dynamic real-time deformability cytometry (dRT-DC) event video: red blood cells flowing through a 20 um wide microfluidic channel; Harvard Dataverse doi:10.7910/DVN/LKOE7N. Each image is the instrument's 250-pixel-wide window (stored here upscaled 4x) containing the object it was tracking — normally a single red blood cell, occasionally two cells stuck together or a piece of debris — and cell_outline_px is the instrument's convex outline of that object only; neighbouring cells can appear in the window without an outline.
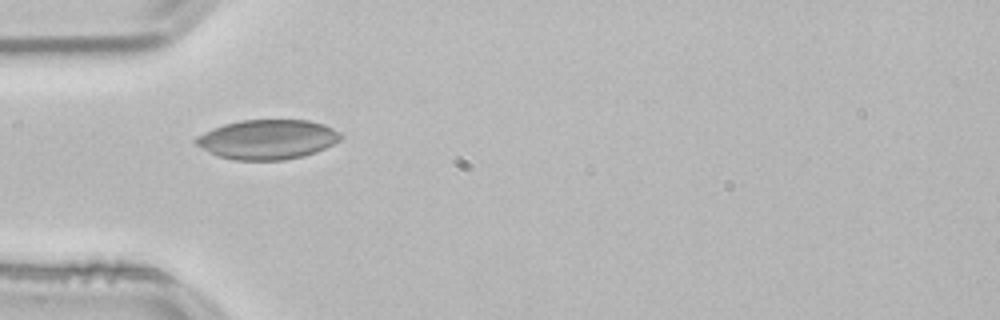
{"species": "common noctule bat (a hibernating species)", "species_latin": "Nyctalus noctula", "temperature_condition": "room temperature", "stored_images_in_passage": 32, "camera_frame_rate_fps": 3000, "um_per_image_px": 0.085, "animal": {"sex": "male", "body_mass_g": 21.5, "forearm_length_mm": 52.0}, "frame": {"image": 1, "passage_image": 1, "time_ms": 0.0, "image_size_px": [1000, 320], "cell_outline_px": [[344, 136], [340, 140], [316, 152], [304, 156], [284, 160], [236, 160], [216, 156], [208, 152], [196, 144], [192, 140], [196, 136], [212, 128], [224, 124], [240, 120], [308, 120], [324, 124], [340, 132]], "centroid_in_image_um": [22.72, 11.85], "position_along_channel_um": 62.3, "area_um2": 33.64}}
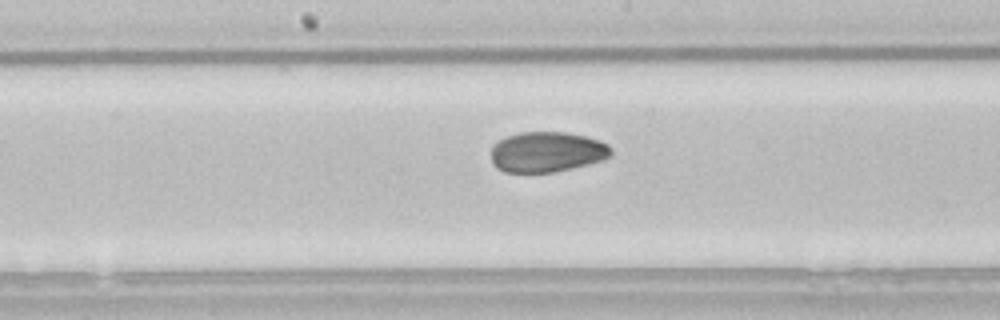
{"frame": {"image": 2, "passage_image": 12, "time_ms": 3.667, "image_size_px": [1000, 320], "cell_outline_px": [[612, 156], [604, 160], [572, 168], [552, 172], [504, 172], [496, 168], [492, 164], [492, 144], [496, 140], [520, 132], [568, 132], [588, 136], [600, 140], [608, 144], [612, 148]], "centroid_in_image_um": [46.51, 12.9], "position_along_channel_um": 201.7, "area_um2": 28.67}}
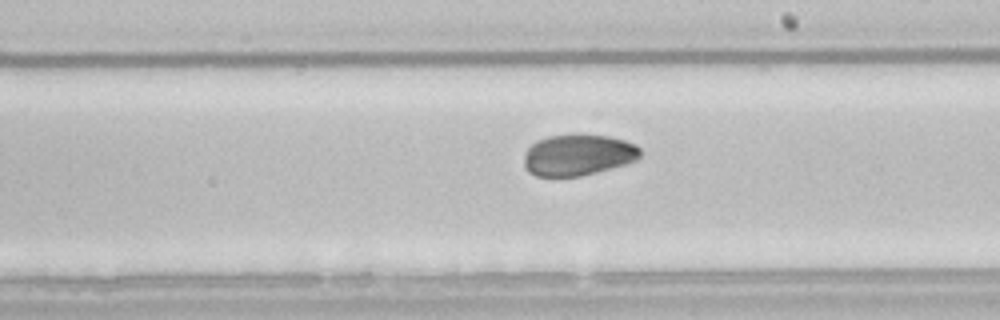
{"frame": {"image": 3, "passage_image": 15, "time_ms": 4.667, "image_size_px": [1000, 320], "cell_outline_px": [[640, 156], [636, 160], [624, 164], [596, 172], [580, 176], [536, 176], [528, 172], [524, 168], [524, 152], [536, 140], [548, 136], [576, 132], [584, 132], [608, 136], [624, 140], [636, 144], [640, 148]], "centroid_in_image_um": [49.1, 13.13], "position_along_channel_um": 239.9, "area_um2": 28.55}, "authors_computed_cell_mechanics": {"area_um2": 28.7844, "velocity_mm_per_s": 3.8271, "shape_relaxation_time_tau1_ms": 4.0514, "shape_relaxation_time_tau2_ms": 3.231, "deformation_change_tau1": 0.1151, "deformation_change_tau2": 0.0627}}